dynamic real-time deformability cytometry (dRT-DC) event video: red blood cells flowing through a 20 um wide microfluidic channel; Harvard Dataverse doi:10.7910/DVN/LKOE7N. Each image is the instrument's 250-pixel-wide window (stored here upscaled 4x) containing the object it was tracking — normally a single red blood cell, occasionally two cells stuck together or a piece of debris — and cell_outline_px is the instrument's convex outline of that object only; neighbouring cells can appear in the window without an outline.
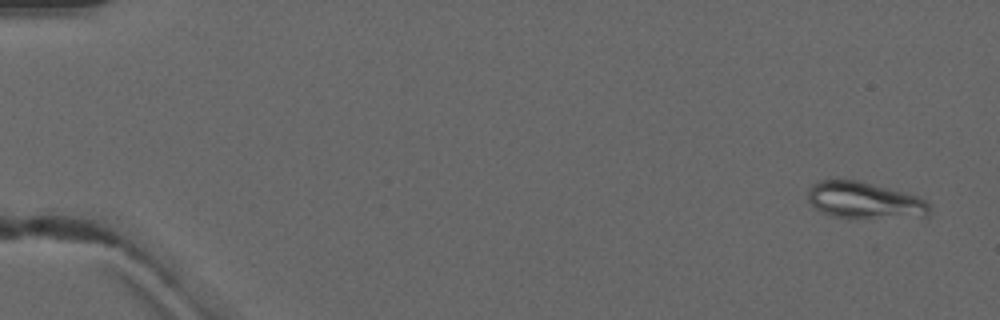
{"species": "common noctule bat (a hibernating species)", "species_latin": "Nyctalus noctula", "temperature_condition": "warm", "stored_images_in_passage": 5, "camera_frame_rate_fps": 3000, "um_per_image_px": 0.085, "animal": {"sex": "male", "forearm_length_mm": 52.5}, "frame": {"image": 1, "passage_image": 1, "time_ms": 0.0, "image_size_px": [1000, 320], "cell_outline_px": [[928, 216], [852, 220], [832, 216], [820, 212], [808, 200], [808, 188], [812, 184], [820, 180], [856, 180], [916, 196], [924, 200], [928, 204]], "centroid_in_image_um": [73.41, 17.08], "position_along_channel_um": 11.6, "area_um2": 26.13}}